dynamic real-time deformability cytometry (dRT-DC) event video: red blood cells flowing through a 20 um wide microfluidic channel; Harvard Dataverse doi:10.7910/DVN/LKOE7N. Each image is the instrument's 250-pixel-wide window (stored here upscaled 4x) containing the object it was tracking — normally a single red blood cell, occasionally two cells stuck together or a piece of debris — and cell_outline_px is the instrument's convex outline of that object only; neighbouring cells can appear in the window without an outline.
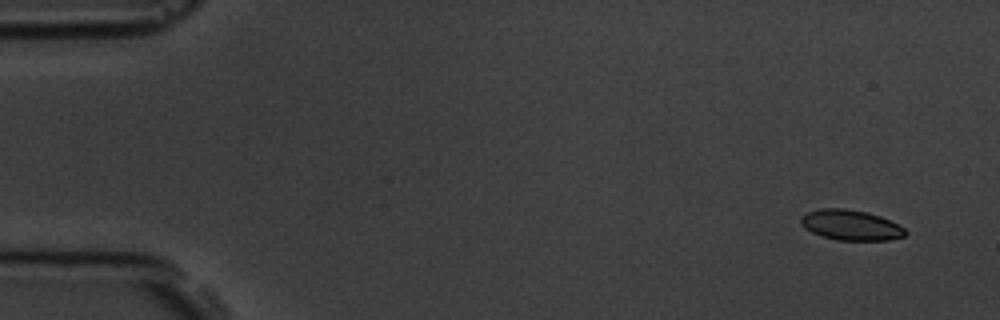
{"species": "common noctule bat (a hibernating species)", "species_latin": "Nyctalus noctula", "temperature_condition": "room temperature", "stored_images_in_passage": 5, "camera_frame_rate_fps": 3000, "um_per_image_px": 0.085, "animal": {"sex": "male", "body_mass_g": 19.5, "forearm_length_mm": 54.6}, "frame": {"image": 1, "passage_image": 1, "time_ms": 0.0, "image_size_px": [1000, 320], "cell_outline_px": [[908, 232], [904, 236], [888, 240], [836, 240], [820, 236], [804, 228], [800, 224], [800, 216], [808, 212], [820, 208], [844, 208], [864, 212], [880, 216], [904, 228]], "centroid_in_image_um": [72.27, 19.14], "position_along_channel_um": 12.7, "area_um2": 18.44}}
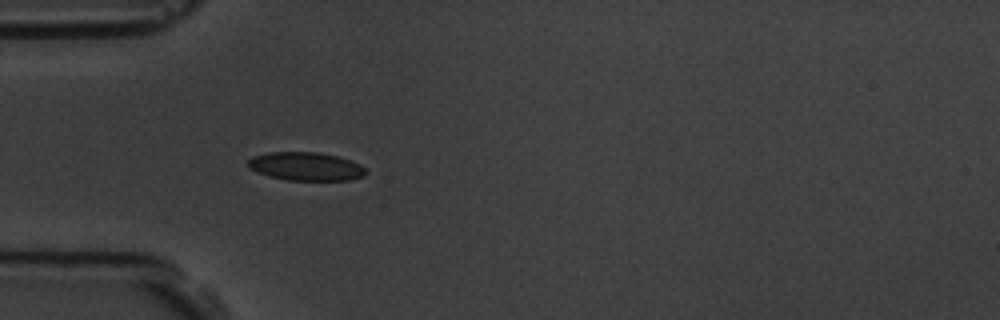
{"frame": {"image": 2, "passage_image": 5, "time_ms": 4.667, "image_size_px": [1000, 320], "cell_outline_px": [[368, 172], [364, 176], [348, 180], [288, 180], [268, 176], [248, 168], [248, 160], [252, 156], [268, 152], [316, 152], [336, 156], [360, 164]], "centroid_in_image_um": [25.97, 14.14], "position_along_channel_um": 59.0, "area_um2": 19.42}}